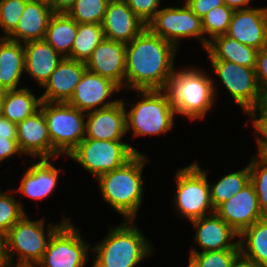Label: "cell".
<instances>
[{"mask_svg":"<svg viewBox=\"0 0 267 267\" xmlns=\"http://www.w3.org/2000/svg\"><path fill=\"white\" fill-rule=\"evenodd\" d=\"M177 48L147 27L126 44L125 88L164 90L174 68Z\"/></svg>","mask_w":267,"mask_h":267,"instance_id":"obj_1","label":"cell"},{"mask_svg":"<svg viewBox=\"0 0 267 267\" xmlns=\"http://www.w3.org/2000/svg\"><path fill=\"white\" fill-rule=\"evenodd\" d=\"M147 161L146 155L136 153L121 167L96 179L103 200L125 220H136L143 198L142 171Z\"/></svg>","mask_w":267,"mask_h":267,"instance_id":"obj_2","label":"cell"},{"mask_svg":"<svg viewBox=\"0 0 267 267\" xmlns=\"http://www.w3.org/2000/svg\"><path fill=\"white\" fill-rule=\"evenodd\" d=\"M215 80L188 67L173 71L164 88L175 113L193 120L203 119L216 97Z\"/></svg>","mask_w":267,"mask_h":267,"instance_id":"obj_3","label":"cell"},{"mask_svg":"<svg viewBox=\"0 0 267 267\" xmlns=\"http://www.w3.org/2000/svg\"><path fill=\"white\" fill-rule=\"evenodd\" d=\"M116 228H109V233L94 252L91 267H134L151 255L153 247L141 233L133 220H125Z\"/></svg>","mask_w":267,"mask_h":267,"instance_id":"obj_4","label":"cell"},{"mask_svg":"<svg viewBox=\"0 0 267 267\" xmlns=\"http://www.w3.org/2000/svg\"><path fill=\"white\" fill-rule=\"evenodd\" d=\"M59 224H50L45 237L43 219L29 220L25 214L17 221L3 240V257L6 267H35L42 259L52 234L65 222V216ZM18 253L17 264L13 263V253ZM14 264V265H13Z\"/></svg>","mask_w":267,"mask_h":267,"instance_id":"obj_5","label":"cell"},{"mask_svg":"<svg viewBox=\"0 0 267 267\" xmlns=\"http://www.w3.org/2000/svg\"><path fill=\"white\" fill-rule=\"evenodd\" d=\"M142 100L126 112L127 132L133 136L167 134L174 124L175 110L164 90H137Z\"/></svg>","mask_w":267,"mask_h":267,"instance_id":"obj_6","label":"cell"},{"mask_svg":"<svg viewBox=\"0 0 267 267\" xmlns=\"http://www.w3.org/2000/svg\"><path fill=\"white\" fill-rule=\"evenodd\" d=\"M53 149L68 156L85 138L86 113L64 102H41Z\"/></svg>","mask_w":267,"mask_h":267,"instance_id":"obj_7","label":"cell"},{"mask_svg":"<svg viewBox=\"0 0 267 267\" xmlns=\"http://www.w3.org/2000/svg\"><path fill=\"white\" fill-rule=\"evenodd\" d=\"M177 190L174 205L180 215L192 221L215 212L210 199L207 173L197 162L180 168L175 175Z\"/></svg>","mask_w":267,"mask_h":267,"instance_id":"obj_8","label":"cell"},{"mask_svg":"<svg viewBox=\"0 0 267 267\" xmlns=\"http://www.w3.org/2000/svg\"><path fill=\"white\" fill-rule=\"evenodd\" d=\"M136 153H140L139 150L122 140L107 141L84 138L68 157L77 161L97 179L99 176L121 167Z\"/></svg>","mask_w":267,"mask_h":267,"instance_id":"obj_9","label":"cell"},{"mask_svg":"<svg viewBox=\"0 0 267 267\" xmlns=\"http://www.w3.org/2000/svg\"><path fill=\"white\" fill-rule=\"evenodd\" d=\"M147 28L155 35L173 44L176 48L180 39L198 38L206 49L209 39L202 29V20L187 6L167 7L159 9L154 18L147 24ZM179 40V41H178Z\"/></svg>","mask_w":267,"mask_h":267,"instance_id":"obj_10","label":"cell"},{"mask_svg":"<svg viewBox=\"0 0 267 267\" xmlns=\"http://www.w3.org/2000/svg\"><path fill=\"white\" fill-rule=\"evenodd\" d=\"M89 244L81 238L79 229L65 221L51 236L42 259L35 267H84Z\"/></svg>","mask_w":267,"mask_h":267,"instance_id":"obj_11","label":"cell"},{"mask_svg":"<svg viewBox=\"0 0 267 267\" xmlns=\"http://www.w3.org/2000/svg\"><path fill=\"white\" fill-rule=\"evenodd\" d=\"M216 76L230 93L234 101L246 112L250 113L256 108L260 88L255 68L238 65L225 60H210Z\"/></svg>","mask_w":267,"mask_h":267,"instance_id":"obj_12","label":"cell"},{"mask_svg":"<svg viewBox=\"0 0 267 267\" xmlns=\"http://www.w3.org/2000/svg\"><path fill=\"white\" fill-rule=\"evenodd\" d=\"M120 90L121 88L112 80L86 70L67 103L84 113H88L114 106L119 102V99L107 100L114 92Z\"/></svg>","mask_w":267,"mask_h":267,"instance_id":"obj_13","label":"cell"},{"mask_svg":"<svg viewBox=\"0 0 267 267\" xmlns=\"http://www.w3.org/2000/svg\"><path fill=\"white\" fill-rule=\"evenodd\" d=\"M215 213L239 235L254 222L266 217L261 212L257 194L251 183L220 204Z\"/></svg>","mask_w":267,"mask_h":267,"instance_id":"obj_14","label":"cell"},{"mask_svg":"<svg viewBox=\"0 0 267 267\" xmlns=\"http://www.w3.org/2000/svg\"><path fill=\"white\" fill-rule=\"evenodd\" d=\"M225 35L257 50L267 47V7L235 10Z\"/></svg>","mask_w":267,"mask_h":267,"instance_id":"obj_15","label":"cell"},{"mask_svg":"<svg viewBox=\"0 0 267 267\" xmlns=\"http://www.w3.org/2000/svg\"><path fill=\"white\" fill-rule=\"evenodd\" d=\"M88 71L125 87L126 44L104 38L85 62Z\"/></svg>","mask_w":267,"mask_h":267,"instance_id":"obj_16","label":"cell"},{"mask_svg":"<svg viewBox=\"0 0 267 267\" xmlns=\"http://www.w3.org/2000/svg\"><path fill=\"white\" fill-rule=\"evenodd\" d=\"M17 125V142L21 152L39 159L58 157L48 134L47 123L41 109Z\"/></svg>","mask_w":267,"mask_h":267,"instance_id":"obj_17","label":"cell"},{"mask_svg":"<svg viewBox=\"0 0 267 267\" xmlns=\"http://www.w3.org/2000/svg\"><path fill=\"white\" fill-rule=\"evenodd\" d=\"M101 24L105 38L124 44L131 42L147 27L125 0H110Z\"/></svg>","mask_w":267,"mask_h":267,"instance_id":"obj_18","label":"cell"},{"mask_svg":"<svg viewBox=\"0 0 267 267\" xmlns=\"http://www.w3.org/2000/svg\"><path fill=\"white\" fill-rule=\"evenodd\" d=\"M125 108L124 101L120 99L114 106L86 113L85 138L123 140L127 133Z\"/></svg>","mask_w":267,"mask_h":267,"instance_id":"obj_19","label":"cell"},{"mask_svg":"<svg viewBox=\"0 0 267 267\" xmlns=\"http://www.w3.org/2000/svg\"><path fill=\"white\" fill-rule=\"evenodd\" d=\"M86 70L85 62L65 57L42 86L41 101L67 103Z\"/></svg>","mask_w":267,"mask_h":267,"instance_id":"obj_20","label":"cell"},{"mask_svg":"<svg viewBox=\"0 0 267 267\" xmlns=\"http://www.w3.org/2000/svg\"><path fill=\"white\" fill-rule=\"evenodd\" d=\"M191 223L196 228L194 239L199 247H201V252L240 249L239 241L232 242V239L239 237V234L215 212L192 220Z\"/></svg>","mask_w":267,"mask_h":267,"instance_id":"obj_21","label":"cell"},{"mask_svg":"<svg viewBox=\"0 0 267 267\" xmlns=\"http://www.w3.org/2000/svg\"><path fill=\"white\" fill-rule=\"evenodd\" d=\"M53 14L48 4L28 0L17 26L6 38L19 43L44 40Z\"/></svg>","mask_w":267,"mask_h":267,"instance_id":"obj_22","label":"cell"},{"mask_svg":"<svg viewBox=\"0 0 267 267\" xmlns=\"http://www.w3.org/2000/svg\"><path fill=\"white\" fill-rule=\"evenodd\" d=\"M24 49L25 71L42 87L64 57L45 40L26 42Z\"/></svg>","mask_w":267,"mask_h":267,"instance_id":"obj_23","label":"cell"},{"mask_svg":"<svg viewBox=\"0 0 267 267\" xmlns=\"http://www.w3.org/2000/svg\"><path fill=\"white\" fill-rule=\"evenodd\" d=\"M49 160L40 159L29 166L16 191L35 200L50 196L58 183L59 169Z\"/></svg>","mask_w":267,"mask_h":267,"instance_id":"obj_24","label":"cell"},{"mask_svg":"<svg viewBox=\"0 0 267 267\" xmlns=\"http://www.w3.org/2000/svg\"><path fill=\"white\" fill-rule=\"evenodd\" d=\"M24 72V43L0 37V89H17Z\"/></svg>","mask_w":267,"mask_h":267,"instance_id":"obj_25","label":"cell"},{"mask_svg":"<svg viewBox=\"0 0 267 267\" xmlns=\"http://www.w3.org/2000/svg\"><path fill=\"white\" fill-rule=\"evenodd\" d=\"M206 52L210 60H225L238 65L255 68L258 50L241 42L219 35L209 40Z\"/></svg>","mask_w":267,"mask_h":267,"instance_id":"obj_26","label":"cell"},{"mask_svg":"<svg viewBox=\"0 0 267 267\" xmlns=\"http://www.w3.org/2000/svg\"><path fill=\"white\" fill-rule=\"evenodd\" d=\"M41 102V97L36 98L29 88L5 90L0 113L17 124L37 112Z\"/></svg>","mask_w":267,"mask_h":267,"instance_id":"obj_27","label":"cell"},{"mask_svg":"<svg viewBox=\"0 0 267 267\" xmlns=\"http://www.w3.org/2000/svg\"><path fill=\"white\" fill-rule=\"evenodd\" d=\"M239 238L240 254L259 267H267V216L245 229Z\"/></svg>","mask_w":267,"mask_h":267,"instance_id":"obj_28","label":"cell"},{"mask_svg":"<svg viewBox=\"0 0 267 267\" xmlns=\"http://www.w3.org/2000/svg\"><path fill=\"white\" fill-rule=\"evenodd\" d=\"M77 30L78 23L67 13H54L44 40L65 58L71 54Z\"/></svg>","mask_w":267,"mask_h":267,"instance_id":"obj_29","label":"cell"},{"mask_svg":"<svg viewBox=\"0 0 267 267\" xmlns=\"http://www.w3.org/2000/svg\"><path fill=\"white\" fill-rule=\"evenodd\" d=\"M104 38L102 24H78V30L74 39L71 54L67 58L86 62L93 50Z\"/></svg>","mask_w":267,"mask_h":267,"instance_id":"obj_30","label":"cell"},{"mask_svg":"<svg viewBox=\"0 0 267 267\" xmlns=\"http://www.w3.org/2000/svg\"><path fill=\"white\" fill-rule=\"evenodd\" d=\"M250 183L249 164L241 170L223 176L210 187V199L214 210Z\"/></svg>","mask_w":267,"mask_h":267,"instance_id":"obj_31","label":"cell"},{"mask_svg":"<svg viewBox=\"0 0 267 267\" xmlns=\"http://www.w3.org/2000/svg\"><path fill=\"white\" fill-rule=\"evenodd\" d=\"M110 0H76L67 14L78 24H101Z\"/></svg>","mask_w":267,"mask_h":267,"instance_id":"obj_32","label":"cell"},{"mask_svg":"<svg viewBox=\"0 0 267 267\" xmlns=\"http://www.w3.org/2000/svg\"><path fill=\"white\" fill-rule=\"evenodd\" d=\"M239 255L240 249L198 252V250L192 248L189 264L192 267H231Z\"/></svg>","mask_w":267,"mask_h":267,"instance_id":"obj_33","label":"cell"},{"mask_svg":"<svg viewBox=\"0 0 267 267\" xmlns=\"http://www.w3.org/2000/svg\"><path fill=\"white\" fill-rule=\"evenodd\" d=\"M234 9L227 5L212 8L201 20L204 34L212 40L219 35H225L234 13Z\"/></svg>","mask_w":267,"mask_h":267,"instance_id":"obj_34","label":"cell"},{"mask_svg":"<svg viewBox=\"0 0 267 267\" xmlns=\"http://www.w3.org/2000/svg\"><path fill=\"white\" fill-rule=\"evenodd\" d=\"M254 157L249 163L250 183L257 194L261 212L267 216V158Z\"/></svg>","mask_w":267,"mask_h":267,"instance_id":"obj_35","label":"cell"},{"mask_svg":"<svg viewBox=\"0 0 267 267\" xmlns=\"http://www.w3.org/2000/svg\"><path fill=\"white\" fill-rule=\"evenodd\" d=\"M25 214L22 205L11 193L0 191V238H3Z\"/></svg>","mask_w":267,"mask_h":267,"instance_id":"obj_36","label":"cell"},{"mask_svg":"<svg viewBox=\"0 0 267 267\" xmlns=\"http://www.w3.org/2000/svg\"><path fill=\"white\" fill-rule=\"evenodd\" d=\"M28 0H0V27L7 37L17 26Z\"/></svg>","mask_w":267,"mask_h":267,"instance_id":"obj_37","label":"cell"},{"mask_svg":"<svg viewBox=\"0 0 267 267\" xmlns=\"http://www.w3.org/2000/svg\"><path fill=\"white\" fill-rule=\"evenodd\" d=\"M128 7L135 13V15L143 21L146 25L154 18L159 11L161 0H125Z\"/></svg>","mask_w":267,"mask_h":267,"instance_id":"obj_38","label":"cell"},{"mask_svg":"<svg viewBox=\"0 0 267 267\" xmlns=\"http://www.w3.org/2000/svg\"><path fill=\"white\" fill-rule=\"evenodd\" d=\"M255 72L260 90L267 89V47L257 52Z\"/></svg>","mask_w":267,"mask_h":267,"instance_id":"obj_39","label":"cell"},{"mask_svg":"<svg viewBox=\"0 0 267 267\" xmlns=\"http://www.w3.org/2000/svg\"><path fill=\"white\" fill-rule=\"evenodd\" d=\"M224 5L223 0H190L187 6L202 19L212 8Z\"/></svg>","mask_w":267,"mask_h":267,"instance_id":"obj_40","label":"cell"},{"mask_svg":"<svg viewBox=\"0 0 267 267\" xmlns=\"http://www.w3.org/2000/svg\"><path fill=\"white\" fill-rule=\"evenodd\" d=\"M257 135L258 156L267 157V120H253ZM259 133V135H258ZM261 135V138H260Z\"/></svg>","mask_w":267,"mask_h":267,"instance_id":"obj_41","label":"cell"},{"mask_svg":"<svg viewBox=\"0 0 267 267\" xmlns=\"http://www.w3.org/2000/svg\"><path fill=\"white\" fill-rule=\"evenodd\" d=\"M15 154H23L19 148L17 140L0 137V162Z\"/></svg>","mask_w":267,"mask_h":267,"instance_id":"obj_42","label":"cell"},{"mask_svg":"<svg viewBox=\"0 0 267 267\" xmlns=\"http://www.w3.org/2000/svg\"><path fill=\"white\" fill-rule=\"evenodd\" d=\"M249 117H251L252 120H267V89L260 91L258 104L250 113Z\"/></svg>","mask_w":267,"mask_h":267,"instance_id":"obj_43","label":"cell"},{"mask_svg":"<svg viewBox=\"0 0 267 267\" xmlns=\"http://www.w3.org/2000/svg\"><path fill=\"white\" fill-rule=\"evenodd\" d=\"M0 137L17 140V125L0 113Z\"/></svg>","mask_w":267,"mask_h":267,"instance_id":"obj_44","label":"cell"},{"mask_svg":"<svg viewBox=\"0 0 267 267\" xmlns=\"http://www.w3.org/2000/svg\"><path fill=\"white\" fill-rule=\"evenodd\" d=\"M76 0H50L49 7L54 13H67Z\"/></svg>","mask_w":267,"mask_h":267,"instance_id":"obj_45","label":"cell"},{"mask_svg":"<svg viewBox=\"0 0 267 267\" xmlns=\"http://www.w3.org/2000/svg\"><path fill=\"white\" fill-rule=\"evenodd\" d=\"M224 4L231 7L234 10L246 9L251 0H223Z\"/></svg>","mask_w":267,"mask_h":267,"instance_id":"obj_46","label":"cell"},{"mask_svg":"<svg viewBox=\"0 0 267 267\" xmlns=\"http://www.w3.org/2000/svg\"><path fill=\"white\" fill-rule=\"evenodd\" d=\"M231 267H259L251 260L244 258L241 254L235 259Z\"/></svg>","mask_w":267,"mask_h":267,"instance_id":"obj_47","label":"cell"},{"mask_svg":"<svg viewBox=\"0 0 267 267\" xmlns=\"http://www.w3.org/2000/svg\"><path fill=\"white\" fill-rule=\"evenodd\" d=\"M0 267H6L3 257V240L0 238Z\"/></svg>","mask_w":267,"mask_h":267,"instance_id":"obj_48","label":"cell"},{"mask_svg":"<svg viewBox=\"0 0 267 267\" xmlns=\"http://www.w3.org/2000/svg\"><path fill=\"white\" fill-rule=\"evenodd\" d=\"M3 96H4V90L0 89V110H1Z\"/></svg>","mask_w":267,"mask_h":267,"instance_id":"obj_49","label":"cell"},{"mask_svg":"<svg viewBox=\"0 0 267 267\" xmlns=\"http://www.w3.org/2000/svg\"><path fill=\"white\" fill-rule=\"evenodd\" d=\"M31 1H39V2H43L46 4H49L50 0H31Z\"/></svg>","mask_w":267,"mask_h":267,"instance_id":"obj_50","label":"cell"}]
</instances>
